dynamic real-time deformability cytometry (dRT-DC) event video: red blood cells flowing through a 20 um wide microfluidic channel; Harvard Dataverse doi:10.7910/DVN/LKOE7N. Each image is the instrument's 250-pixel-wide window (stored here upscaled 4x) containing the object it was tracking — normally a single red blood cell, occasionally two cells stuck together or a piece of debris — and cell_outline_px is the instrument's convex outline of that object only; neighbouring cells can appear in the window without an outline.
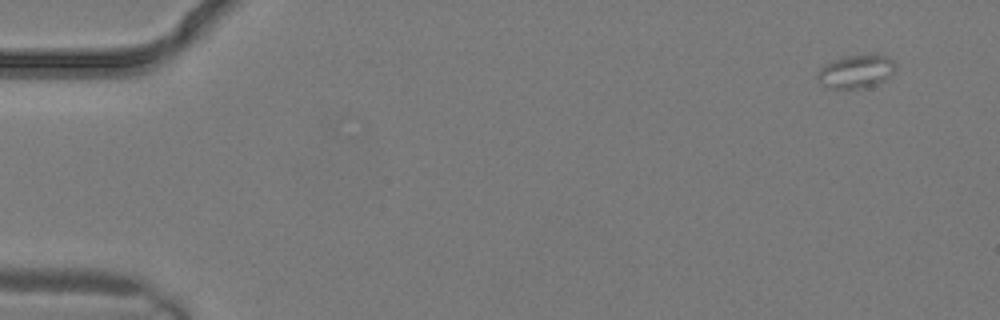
{"species": "common noctule bat (a hibernating species)", "species_latin": "Nyctalus noctula", "temperature_condition": "warm", "stored_images_in_passage": 3, "camera_frame_rate_fps": 3000, "um_per_image_px": 0.085, "animal": {"sex": "male", "body_mass_g": 19.2, "forearm_length_mm": 51.8}, "frame": {"image": 1, "passage_image": 1, "time_ms": 0.0, "image_size_px": [1000, 320], "cell_outline_px": [[896, 64], [892, 72], [884, 80], [860, 88], [828, 88], [820, 84], [816, 80], [816, 76], [820, 68], [832, 60], [848, 56], [884, 56], [892, 60]], "centroid_in_image_um": [72.67, 6.09], "position_along_channel_um": 12.3, "area_um2": 14.57}}